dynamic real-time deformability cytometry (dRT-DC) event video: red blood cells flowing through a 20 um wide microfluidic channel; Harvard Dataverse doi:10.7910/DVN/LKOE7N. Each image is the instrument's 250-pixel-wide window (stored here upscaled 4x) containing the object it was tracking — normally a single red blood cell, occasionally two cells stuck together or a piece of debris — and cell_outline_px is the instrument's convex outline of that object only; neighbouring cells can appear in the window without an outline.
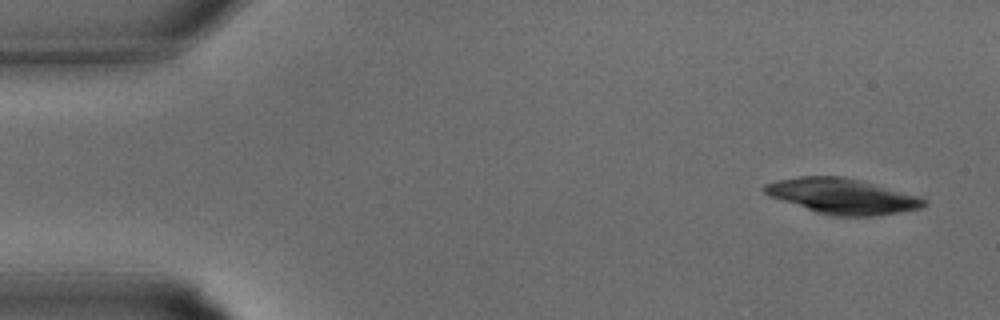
{"species": "common noctule bat (a hibernating species)", "species_latin": "Nyctalus noctula", "temperature_condition": "warm", "stored_images_in_passage": 32, "camera_frame_rate_fps": 3000, "um_per_image_px": 0.085, "animal": {"sex": "male", "body_mass_g": 15.6}, "frame": {"image": 1, "passage_image": 1, "time_ms": 0.0, "image_size_px": [1000, 320], "cell_outline_px": [[928, 204], [920, 208], [900, 212], [876, 216], [832, 216], [816, 212], [768, 196], [760, 188], [764, 184], [776, 180], [800, 176], [844, 176], [920, 196], [928, 200]], "centroid_in_image_um": [71.58, 16.67], "position_along_channel_um": 13.4, "area_um2": 33.06}}
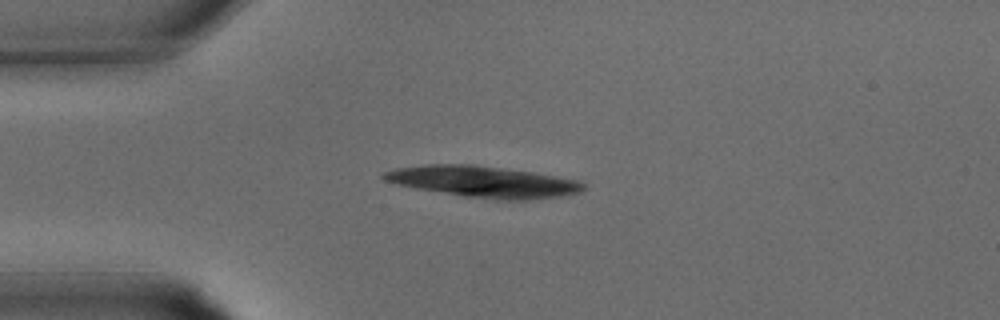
{"frame": {"image": 2, "passage_image": 7, "time_ms": 2.0, "image_size_px": [1000, 320], "cell_outline_px": [[584, 188], [580, 192], [560, 196], [528, 200], [496, 200], [464, 196], [416, 188], [396, 184], [384, 180], [380, 176], [380, 172], [396, 168], [424, 164], [472, 164], [532, 172], [580, 180], [584, 184]], "centroid_in_image_um": [41.04, 15.44], "position_along_channel_um": 44.0, "area_um2": 36.47}}